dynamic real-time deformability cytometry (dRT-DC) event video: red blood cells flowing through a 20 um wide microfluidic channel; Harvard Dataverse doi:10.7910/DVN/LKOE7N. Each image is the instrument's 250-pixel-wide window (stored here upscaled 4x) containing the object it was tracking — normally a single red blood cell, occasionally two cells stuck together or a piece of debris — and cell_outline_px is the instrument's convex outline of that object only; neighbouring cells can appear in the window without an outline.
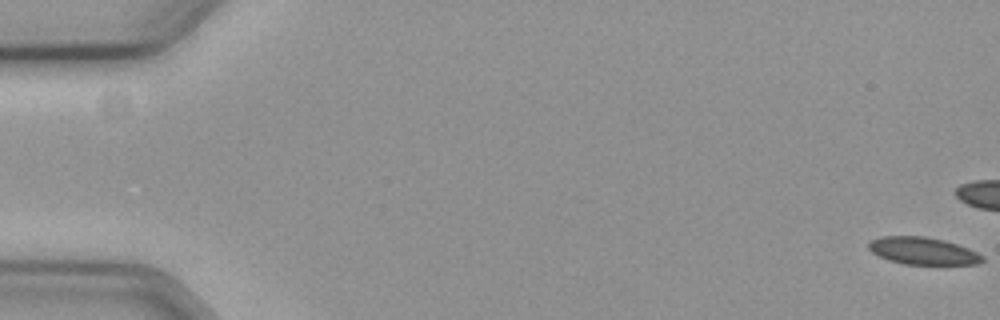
{"species": "common noctule bat (a hibernating species)", "species_latin": "Nyctalus noctula", "temperature_condition": "cold", "stored_images_in_passage": 10, "camera_frame_rate_fps": 3000, "um_per_image_px": 0.085, "animal": {"sex": "female", "body_mass_g": 19.3, "forearm_length_mm": 54.1}, "frame": {"image": 1, "passage_image": 1, "time_ms": 0.0, "image_size_px": [1000, 320], "cell_outline_px": [[984, 260], [976, 264], [904, 264], [888, 260], [872, 252], [868, 248], [868, 240], [880, 236], [924, 236], [944, 240], [968, 248], [984, 256]], "centroid_in_image_um": [78.41, 21.32], "position_along_channel_um": 6.6, "area_um2": 18.09}}